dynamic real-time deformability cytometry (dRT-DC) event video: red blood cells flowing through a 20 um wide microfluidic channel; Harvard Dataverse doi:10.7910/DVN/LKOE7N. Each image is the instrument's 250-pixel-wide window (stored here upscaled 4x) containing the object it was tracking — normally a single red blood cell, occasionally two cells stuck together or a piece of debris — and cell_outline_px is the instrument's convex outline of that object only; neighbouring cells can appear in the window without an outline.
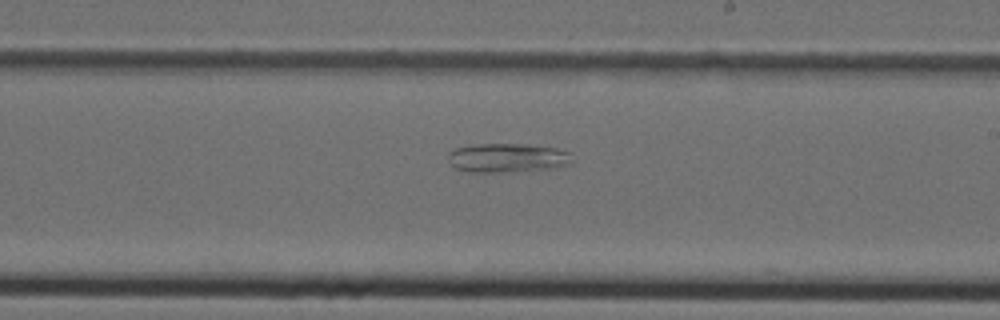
{"species": "Egyptian fruit bat (a non-hibernating species)", "species_latin": "Rousettus aegyptiacus", "temperature_condition": "cold", "stored_images_in_passage": 45, "camera_frame_rate_fps": 3000, "um_per_image_px": 0.085, "animal": {"sex": "female"}, "frame": {"image": 1, "passage_image": 26, "time_ms": 8.333, "image_size_px": [1000, 320], "cell_outline_px": [[572, 164], [548, 168], [504, 172], [468, 172], [456, 168], [448, 160], [448, 152], [456, 148], [472, 144], [528, 144], [556, 148], [572, 152]], "centroid_in_image_um": [43.13, 13.4], "position_along_channel_um": 245.9, "area_um2": 21.1}}
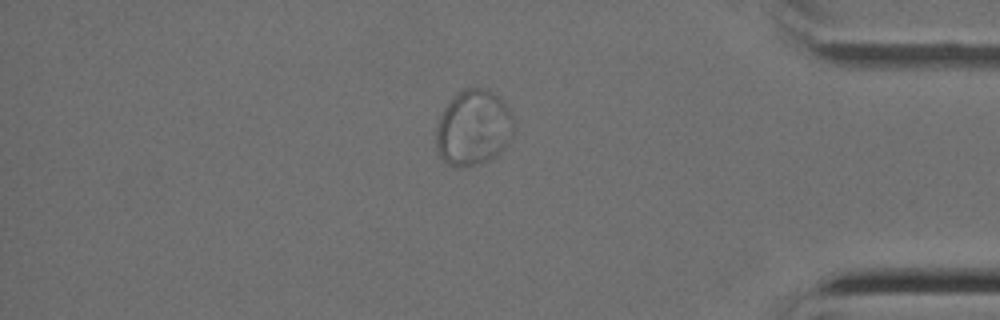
{"frame": {"image": 2, "passage_image": 38, "time_ms": 12.333, "image_size_px": [1000, 320], "cell_outline_px": [[512, 136], [508, 144], [496, 156], [488, 160], [472, 164], [452, 168], [440, 156], [436, 148], [436, 128], [440, 116], [444, 108], [452, 96], [464, 88], [480, 88], [492, 92], [508, 108], [512, 116]], "centroid_in_image_um": [40.2, 10.86], "position_along_channel_um": 395.0, "area_um2": 33.93}}
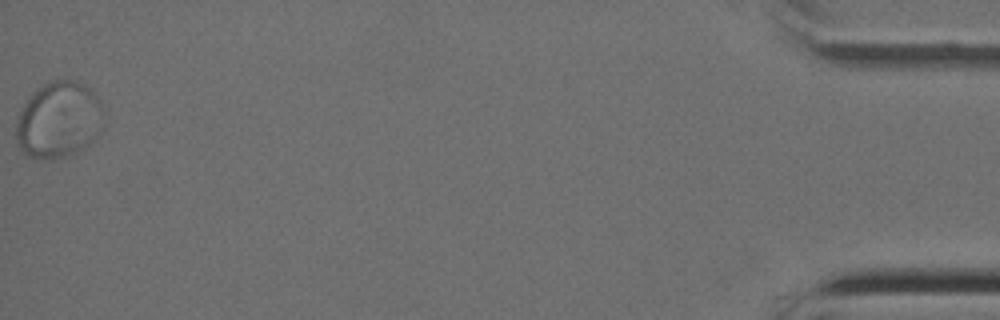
{"frame": {"image": 3, "passage_image": 45, "time_ms": 14.667, "image_size_px": [1000, 320], "cell_outline_px": [[108, 120], [100, 132], [88, 144], [76, 152], [64, 156], [28, 156], [16, 144], [16, 120], [20, 108], [32, 92], [36, 88], [52, 80], [76, 80], [92, 88], [100, 100], [108, 116]], "centroid_in_image_um": [5.05, 10.12], "position_along_channel_um": 430.1, "area_um2": 39.48}}